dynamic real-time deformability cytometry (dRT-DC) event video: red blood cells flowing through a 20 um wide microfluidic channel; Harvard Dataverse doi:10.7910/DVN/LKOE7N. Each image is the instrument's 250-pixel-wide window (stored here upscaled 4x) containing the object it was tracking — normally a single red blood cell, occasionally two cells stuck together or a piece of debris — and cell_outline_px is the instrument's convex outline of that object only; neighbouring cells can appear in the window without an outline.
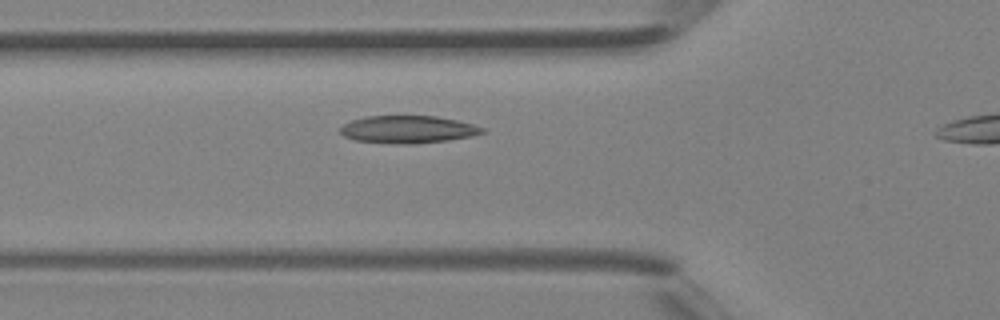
{"species": "Egyptian fruit bat (a non-hibernating species)", "species_latin": "Rousettus aegyptiacus", "temperature_condition": "room temperature", "stored_images_in_passage": 30, "camera_frame_rate_fps": 3000, "um_per_image_px": 0.085, "animal": {"sex": "female"}, "frame": {"image": 1, "passage_image": 8, "time_ms": 2.333, "image_size_px": [1000, 320], "cell_outline_px": [[484, 132], [472, 136], [448, 140], [412, 144], [392, 144], [356, 140], [344, 136], [340, 132], [340, 128], [344, 124], [352, 120], [368, 116], [436, 116], [456, 120], [472, 124], [484, 128]], "centroid_in_image_um": [34.66, 11.0], "position_along_channel_um": 91.1, "area_um2": 22.66}}
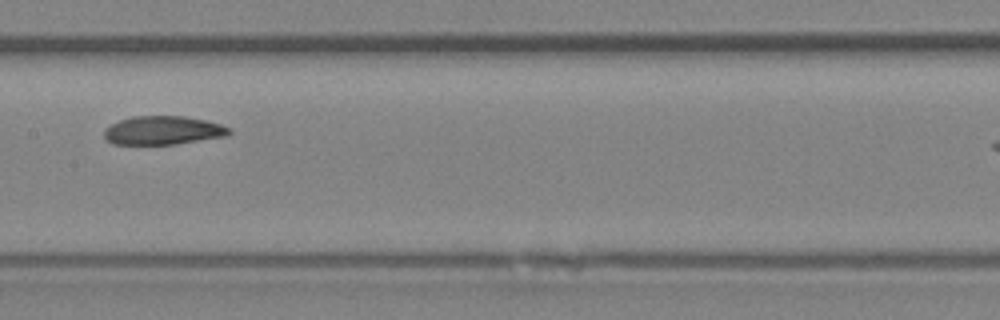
{"frame": {"image": 2, "passage_image": 15, "time_ms": 4.667, "image_size_px": [1000, 320], "cell_outline_px": [[232, 132], [228, 136], [176, 144], [112, 144], [104, 136], [104, 128], [120, 120], [132, 116], [184, 116], [204, 120], [220, 124], [232, 128]], "centroid_in_image_um": [13.88, 11.08], "position_along_channel_um": 193.5, "area_um2": 20.92}}
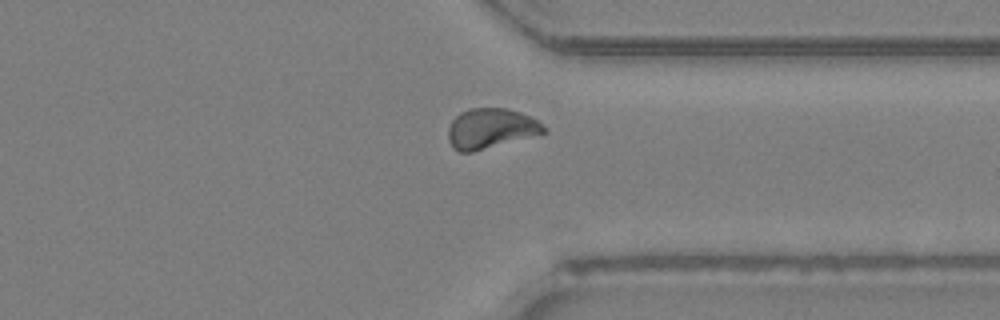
{"frame": {"image": 3, "passage_image": 27, "time_ms": 8.667, "image_size_px": [1000, 320], "cell_outline_px": [[548, 132], [472, 152], [460, 152], [452, 148], [448, 140], [448, 128], [452, 120], [460, 112], [468, 108], [504, 108], [520, 112], [544, 124]], "centroid_in_image_um": [41.69, 10.92], "position_along_channel_um": 369.7, "area_um2": 22.37}}